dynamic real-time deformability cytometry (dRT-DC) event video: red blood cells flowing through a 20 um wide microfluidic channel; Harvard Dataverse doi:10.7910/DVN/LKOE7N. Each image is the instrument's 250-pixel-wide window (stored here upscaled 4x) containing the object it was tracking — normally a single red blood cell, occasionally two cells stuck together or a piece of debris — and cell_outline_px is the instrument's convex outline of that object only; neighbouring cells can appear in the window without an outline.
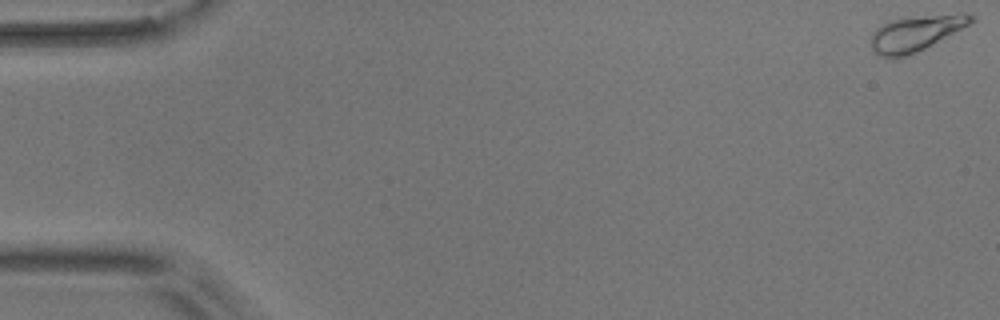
{"species": "common noctule bat (a hibernating species)", "species_latin": "Nyctalus noctula", "temperature_condition": "room temperature", "stored_images_in_passage": 5, "camera_frame_rate_fps": 3000, "um_per_image_px": 0.085, "animal": {"sex": "male", "body_mass_g": 17.9}, "frame": {"image": 1, "passage_image": 1, "time_ms": 0.0, "image_size_px": [1000, 320], "cell_outline_px": [[972, 20], [968, 24], [924, 48], [908, 56], [896, 60], [892, 60], [880, 56], [868, 44], [872, 32], [880, 24], [892, 20], [960, 12], [964, 12], [972, 16]], "centroid_in_image_um": [77.72, 2.86], "position_along_channel_um": 7.3, "area_um2": 20.58}}